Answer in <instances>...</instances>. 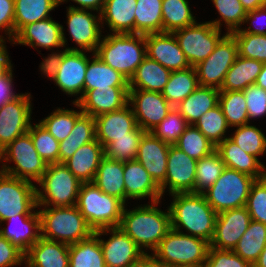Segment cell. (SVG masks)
<instances>
[{
  "label": "cell",
  "mask_w": 266,
  "mask_h": 267,
  "mask_svg": "<svg viewBox=\"0 0 266 267\" xmlns=\"http://www.w3.org/2000/svg\"><path fill=\"white\" fill-rule=\"evenodd\" d=\"M173 34L191 67H195L209 57L223 37L221 30L209 21L205 23L196 22L193 25L174 31Z\"/></svg>",
  "instance_id": "8fae6325"
},
{
  "label": "cell",
  "mask_w": 266,
  "mask_h": 267,
  "mask_svg": "<svg viewBox=\"0 0 266 267\" xmlns=\"http://www.w3.org/2000/svg\"><path fill=\"white\" fill-rule=\"evenodd\" d=\"M124 206L120 199L105 194L93 182L80 186L76 207L94 232L119 227Z\"/></svg>",
  "instance_id": "8992f818"
},
{
  "label": "cell",
  "mask_w": 266,
  "mask_h": 267,
  "mask_svg": "<svg viewBox=\"0 0 266 267\" xmlns=\"http://www.w3.org/2000/svg\"><path fill=\"white\" fill-rule=\"evenodd\" d=\"M97 88H129V80L93 54V59L88 58L84 94Z\"/></svg>",
  "instance_id": "d6a6232c"
},
{
  "label": "cell",
  "mask_w": 266,
  "mask_h": 267,
  "mask_svg": "<svg viewBox=\"0 0 266 267\" xmlns=\"http://www.w3.org/2000/svg\"><path fill=\"white\" fill-rule=\"evenodd\" d=\"M30 125L28 132L40 157L49 165L59 163V142L40 123Z\"/></svg>",
  "instance_id": "816d5d0a"
},
{
  "label": "cell",
  "mask_w": 266,
  "mask_h": 267,
  "mask_svg": "<svg viewBox=\"0 0 266 267\" xmlns=\"http://www.w3.org/2000/svg\"><path fill=\"white\" fill-rule=\"evenodd\" d=\"M25 253L0 234V267H14L24 263Z\"/></svg>",
  "instance_id": "680465c9"
},
{
  "label": "cell",
  "mask_w": 266,
  "mask_h": 267,
  "mask_svg": "<svg viewBox=\"0 0 266 267\" xmlns=\"http://www.w3.org/2000/svg\"><path fill=\"white\" fill-rule=\"evenodd\" d=\"M252 267H266V245Z\"/></svg>",
  "instance_id": "2644e50d"
},
{
  "label": "cell",
  "mask_w": 266,
  "mask_h": 267,
  "mask_svg": "<svg viewBox=\"0 0 266 267\" xmlns=\"http://www.w3.org/2000/svg\"><path fill=\"white\" fill-rule=\"evenodd\" d=\"M218 10L220 19L209 21L213 26L221 30V23H225L227 34H231L240 30L241 25L244 24L247 15L246 10L241 4L240 0H211ZM222 21V22H221Z\"/></svg>",
  "instance_id": "bcb514c9"
},
{
  "label": "cell",
  "mask_w": 266,
  "mask_h": 267,
  "mask_svg": "<svg viewBox=\"0 0 266 267\" xmlns=\"http://www.w3.org/2000/svg\"><path fill=\"white\" fill-rule=\"evenodd\" d=\"M172 71L145 57L129 80V90L162 92Z\"/></svg>",
  "instance_id": "4dcf8cb0"
},
{
  "label": "cell",
  "mask_w": 266,
  "mask_h": 267,
  "mask_svg": "<svg viewBox=\"0 0 266 267\" xmlns=\"http://www.w3.org/2000/svg\"><path fill=\"white\" fill-rule=\"evenodd\" d=\"M246 22H247V24L249 22H251V23H249V27L248 28H246V29H242L241 28L240 30H237V31H235L233 33H251V34L266 35V30H265L266 27L265 28L260 27V25H262L263 23L264 24L266 23V6H263V7L255 9L253 11L247 12V15L245 17L244 23H246ZM250 25L251 26L254 25L256 28L254 29Z\"/></svg>",
  "instance_id": "94428289"
},
{
  "label": "cell",
  "mask_w": 266,
  "mask_h": 267,
  "mask_svg": "<svg viewBox=\"0 0 266 267\" xmlns=\"http://www.w3.org/2000/svg\"><path fill=\"white\" fill-rule=\"evenodd\" d=\"M95 232L87 239L69 245V267H106Z\"/></svg>",
  "instance_id": "74e56055"
},
{
  "label": "cell",
  "mask_w": 266,
  "mask_h": 267,
  "mask_svg": "<svg viewBox=\"0 0 266 267\" xmlns=\"http://www.w3.org/2000/svg\"><path fill=\"white\" fill-rule=\"evenodd\" d=\"M36 188L37 207L76 206L82 184L64 163L49 164ZM41 190V191H40Z\"/></svg>",
  "instance_id": "52a82bcc"
},
{
  "label": "cell",
  "mask_w": 266,
  "mask_h": 267,
  "mask_svg": "<svg viewBox=\"0 0 266 267\" xmlns=\"http://www.w3.org/2000/svg\"><path fill=\"white\" fill-rule=\"evenodd\" d=\"M37 187L0 171V223L17 214H33L38 208Z\"/></svg>",
  "instance_id": "30bf717a"
},
{
  "label": "cell",
  "mask_w": 266,
  "mask_h": 267,
  "mask_svg": "<svg viewBox=\"0 0 266 267\" xmlns=\"http://www.w3.org/2000/svg\"><path fill=\"white\" fill-rule=\"evenodd\" d=\"M221 156L225 167L247 174L256 180L266 176V167L258 158L243 151L229 137L215 149Z\"/></svg>",
  "instance_id": "83f0119b"
},
{
  "label": "cell",
  "mask_w": 266,
  "mask_h": 267,
  "mask_svg": "<svg viewBox=\"0 0 266 267\" xmlns=\"http://www.w3.org/2000/svg\"><path fill=\"white\" fill-rule=\"evenodd\" d=\"M224 168V162L216 150L197 160L194 193L203 194L208 190L219 178Z\"/></svg>",
  "instance_id": "ee69618b"
},
{
  "label": "cell",
  "mask_w": 266,
  "mask_h": 267,
  "mask_svg": "<svg viewBox=\"0 0 266 267\" xmlns=\"http://www.w3.org/2000/svg\"><path fill=\"white\" fill-rule=\"evenodd\" d=\"M5 39H0V77L6 75L11 69L12 64L6 49Z\"/></svg>",
  "instance_id": "03108f58"
},
{
  "label": "cell",
  "mask_w": 266,
  "mask_h": 267,
  "mask_svg": "<svg viewBox=\"0 0 266 267\" xmlns=\"http://www.w3.org/2000/svg\"><path fill=\"white\" fill-rule=\"evenodd\" d=\"M15 0H0V30H4L7 34L9 42L15 37ZM4 37L0 35V39Z\"/></svg>",
  "instance_id": "91938a15"
},
{
  "label": "cell",
  "mask_w": 266,
  "mask_h": 267,
  "mask_svg": "<svg viewBox=\"0 0 266 267\" xmlns=\"http://www.w3.org/2000/svg\"><path fill=\"white\" fill-rule=\"evenodd\" d=\"M238 46V55L266 63V35L231 33Z\"/></svg>",
  "instance_id": "f5cc1de1"
},
{
  "label": "cell",
  "mask_w": 266,
  "mask_h": 267,
  "mask_svg": "<svg viewBox=\"0 0 266 267\" xmlns=\"http://www.w3.org/2000/svg\"><path fill=\"white\" fill-rule=\"evenodd\" d=\"M13 70L11 69L6 75L0 77V107H3L7 102L17 98L20 94L13 93Z\"/></svg>",
  "instance_id": "be15d7a7"
},
{
  "label": "cell",
  "mask_w": 266,
  "mask_h": 267,
  "mask_svg": "<svg viewBox=\"0 0 266 267\" xmlns=\"http://www.w3.org/2000/svg\"><path fill=\"white\" fill-rule=\"evenodd\" d=\"M65 1H68V0H59V5L60 3L62 4V2H65ZM71 1L79 4L80 7L78 6L75 7L73 5V6H69L70 8L96 11V13L98 12L100 14L106 0H71Z\"/></svg>",
  "instance_id": "e7e4bbea"
},
{
  "label": "cell",
  "mask_w": 266,
  "mask_h": 267,
  "mask_svg": "<svg viewBox=\"0 0 266 267\" xmlns=\"http://www.w3.org/2000/svg\"><path fill=\"white\" fill-rule=\"evenodd\" d=\"M233 136H229L243 151L255 156L266 153V136L260 129L249 123L237 126Z\"/></svg>",
  "instance_id": "f907efd6"
},
{
  "label": "cell",
  "mask_w": 266,
  "mask_h": 267,
  "mask_svg": "<svg viewBox=\"0 0 266 267\" xmlns=\"http://www.w3.org/2000/svg\"><path fill=\"white\" fill-rule=\"evenodd\" d=\"M95 233L100 237L111 235L107 241L99 239L106 267H135L146 256L120 227L104 228Z\"/></svg>",
  "instance_id": "4fadbf2b"
},
{
  "label": "cell",
  "mask_w": 266,
  "mask_h": 267,
  "mask_svg": "<svg viewBox=\"0 0 266 267\" xmlns=\"http://www.w3.org/2000/svg\"><path fill=\"white\" fill-rule=\"evenodd\" d=\"M135 267H166L155 261L150 255H146Z\"/></svg>",
  "instance_id": "a7ac6f4b"
},
{
  "label": "cell",
  "mask_w": 266,
  "mask_h": 267,
  "mask_svg": "<svg viewBox=\"0 0 266 267\" xmlns=\"http://www.w3.org/2000/svg\"><path fill=\"white\" fill-rule=\"evenodd\" d=\"M96 139L105 148L114 138L130 137L136 127V118L129 103L122 109L94 118Z\"/></svg>",
  "instance_id": "cb8c5ba5"
},
{
  "label": "cell",
  "mask_w": 266,
  "mask_h": 267,
  "mask_svg": "<svg viewBox=\"0 0 266 267\" xmlns=\"http://www.w3.org/2000/svg\"><path fill=\"white\" fill-rule=\"evenodd\" d=\"M219 93L217 88L199 86L176 109L188 125H194L203 114L218 105Z\"/></svg>",
  "instance_id": "1f68e13d"
},
{
  "label": "cell",
  "mask_w": 266,
  "mask_h": 267,
  "mask_svg": "<svg viewBox=\"0 0 266 267\" xmlns=\"http://www.w3.org/2000/svg\"><path fill=\"white\" fill-rule=\"evenodd\" d=\"M171 196L173 202L168 206L171 229L180 233L182 229H186L187 235L204 239L210 244L215 233L217 213L204 194L187 192Z\"/></svg>",
  "instance_id": "6da1fadb"
},
{
  "label": "cell",
  "mask_w": 266,
  "mask_h": 267,
  "mask_svg": "<svg viewBox=\"0 0 266 267\" xmlns=\"http://www.w3.org/2000/svg\"><path fill=\"white\" fill-rule=\"evenodd\" d=\"M95 55L130 80L146 57L145 36L125 33L107 34L102 38Z\"/></svg>",
  "instance_id": "3957f363"
},
{
  "label": "cell",
  "mask_w": 266,
  "mask_h": 267,
  "mask_svg": "<svg viewBox=\"0 0 266 267\" xmlns=\"http://www.w3.org/2000/svg\"><path fill=\"white\" fill-rule=\"evenodd\" d=\"M194 126L215 146L221 143L225 138H228L225 133L230 127L226 122V118L219 104L203 114L195 122Z\"/></svg>",
  "instance_id": "c3c4849f"
},
{
  "label": "cell",
  "mask_w": 266,
  "mask_h": 267,
  "mask_svg": "<svg viewBox=\"0 0 266 267\" xmlns=\"http://www.w3.org/2000/svg\"><path fill=\"white\" fill-rule=\"evenodd\" d=\"M146 56L157 61L170 71L184 70L189 64L173 33L159 32L146 34Z\"/></svg>",
  "instance_id": "d6986e66"
},
{
  "label": "cell",
  "mask_w": 266,
  "mask_h": 267,
  "mask_svg": "<svg viewBox=\"0 0 266 267\" xmlns=\"http://www.w3.org/2000/svg\"><path fill=\"white\" fill-rule=\"evenodd\" d=\"M160 201L137 206L128 210L124 206L119 227L146 254L149 248L154 251L161 239L171 230V215L157 207ZM144 248V249H143Z\"/></svg>",
  "instance_id": "7a4b0ae2"
},
{
  "label": "cell",
  "mask_w": 266,
  "mask_h": 267,
  "mask_svg": "<svg viewBox=\"0 0 266 267\" xmlns=\"http://www.w3.org/2000/svg\"><path fill=\"white\" fill-rule=\"evenodd\" d=\"M194 18L188 0H162L163 32L173 33L193 25Z\"/></svg>",
  "instance_id": "b9f144b4"
},
{
  "label": "cell",
  "mask_w": 266,
  "mask_h": 267,
  "mask_svg": "<svg viewBox=\"0 0 266 267\" xmlns=\"http://www.w3.org/2000/svg\"><path fill=\"white\" fill-rule=\"evenodd\" d=\"M6 221L15 226H11L13 227L11 228L9 225L8 228H1L0 234L24 253L41 238L40 216L38 211L33 214H17Z\"/></svg>",
  "instance_id": "484cf974"
},
{
  "label": "cell",
  "mask_w": 266,
  "mask_h": 267,
  "mask_svg": "<svg viewBox=\"0 0 266 267\" xmlns=\"http://www.w3.org/2000/svg\"><path fill=\"white\" fill-rule=\"evenodd\" d=\"M246 12L253 11L257 8L263 7V0H240Z\"/></svg>",
  "instance_id": "003e7915"
},
{
  "label": "cell",
  "mask_w": 266,
  "mask_h": 267,
  "mask_svg": "<svg viewBox=\"0 0 266 267\" xmlns=\"http://www.w3.org/2000/svg\"><path fill=\"white\" fill-rule=\"evenodd\" d=\"M245 207L253 221L266 225V176L252 184Z\"/></svg>",
  "instance_id": "11a10c76"
},
{
  "label": "cell",
  "mask_w": 266,
  "mask_h": 267,
  "mask_svg": "<svg viewBox=\"0 0 266 267\" xmlns=\"http://www.w3.org/2000/svg\"><path fill=\"white\" fill-rule=\"evenodd\" d=\"M64 28L51 17L23 26L12 41L13 44L41 47L45 49L61 48L67 44Z\"/></svg>",
  "instance_id": "44dd1931"
},
{
  "label": "cell",
  "mask_w": 266,
  "mask_h": 267,
  "mask_svg": "<svg viewBox=\"0 0 266 267\" xmlns=\"http://www.w3.org/2000/svg\"><path fill=\"white\" fill-rule=\"evenodd\" d=\"M24 261L31 267H69V244L41 237L25 252Z\"/></svg>",
  "instance_id": "4316f807"
},
{
  "label": "cell",
  "mask_w": 266,
  "mask_h": 267,
  "mask_svg": "<svg viewBox=\"0 0 266 267\" xmlns=\"http://www.w3.org/2000/svg\"><path fill=\"white\" fill-rule=\"evenodd\" d=\"M255 84L266 90V63L263 64L261 72L257 76Z\"/></svg>",
  "instance_id": "89a4df30"
},
{
  "label": "cell",
  "mask_w": 266,
  "mask_h": 267,
  "mask_svg": "<svg viewBox=\"0 0 266 267\" xmlns=\"http://www.w3.org/2000/svg\"><path fill=\"white\" fill-rule=\"evenodd\" d=\"M197 160L175 145H170L165 181L159 186L162 196L168 188L170 194L194 193ZM168 186V187H167Z\"/></svg>",
  "instance_id": "e0dca14e"
},
{
  "label": "cell",
  "mask_w": 266,
  "mask_h": 267,
  "mask_svg": "<svg viewBox=\"0 0 266 267\" xmlns=\"http://www.w3.org/2000/svg\"><path fill=\"white\" fill-rule=\"evenodd\" d=\"M255 180L247 174L225 167L216 182L203 194L217 214L245 207Z\"/></svg>",
  "instance_id": "9c48e42d"
},
{
  "label": "cell",
  "mask_w": 266,
  "mask_h": 267,
  "mask_svg": "<svg viewBox=\"0 0 266 267\" xmlns=\"http://www.w3.org/2000/svg\"><path fill=\"white\" fill-rule=\"evenodd\" d=\"M128 103L137 126L145 132H151L173 109L162 93L146 90H129Z\"/></svg>",
  "instance_id": "9a60e30c"
},
{
  "label": "cell",
  "mask_w": 266,
  "mask_h": 267,
  "mask_svg": "<svg viewBox=\"0 0 266 267\" xmlns=\"http://www.w3.org/2000/svg\"><path fill=\"white\" fill-rule=\"evenodd\" d=\"M263 63L250 58L237 56L233 65L227 71L220 91H243L255 84Z\"/></svg>",
  "instance_id": "e575fe53"
},
{
  "label": "cell",
  "mask_w": 266,
  "mask_h": 267,
  "mask_svg": "<svg viewBox=\"0 0 266 267\" xmlns=\"http://www.w3.org/2000/svg\"><path fill=\"white\" fill-rule=\"evenodd\" d=\"M174 145L196 160L210 155L216 149L194 125H188Z\"/></svg>",
  "instance_id": "f6af8a7d"
},
{
  "label": "cell",
  "mask_w": 266,
  "mask_h": 267,
  "mask_svg": "<svg viewBox=\"0 0 266 267\" xmlns=\"http://www.w3.org/2000/svg\"><path fill=\"white\" fill-rule=\"evenodd\" d=\"M237 56L238 46L234 36L223 34L211 55L194 67L199 85L220 89Z\"/></svg>",
  "instance_id": "7c38bea8"
},
{
  "label": "cell",
  "mask_w": 266,
  "mask_h": 267,
  "mask_svg": "<svg viewBox=\"0 0 266 267\" xmlns=\"http://www.w3.org/2000/svg\"><path fill=\"white\" fill-rule=\"evenodd\" d=\"M169 147L170 144L163 142L152 132H145L139 143L136 160L148 171L158 186L166 178Z\"/></svg>",
  "instance_id": "7402d4cb"
},
{
  "label": "cell",
  "mask_w": 266,
  "mask_h": 267,
  "mask_svg": "<svg viewBox=\"0 0 266 267\" xmlns=\"http://www.w3.org/2000/svg\"><path fill=\"white\" fill-rule=\"evenodd\" d=\"M202 267H252L233 250H219L209 246Z\"/></svg>",
  "instance_id": "9f6ffc18"
},
{
  "label": "cell",
  "mask_w": 266,
  "mask_h": 267,
  "mask_svg": "<svg viewBox=\"0 0 266 267\" xmlns=\"http://www.w3.org/2000/svg\"><path fill=\"white\" fill-rule=\"evenodd\" d=\"M125 203L129 198L142 199L150 197L151 202L160 201V187L148 171L136 159L124 162Z\"/></svg>",
  "instance_id": "d4e9b609"
},
{
  "label": "cell",
  "mask_w": 266,
  "mask_h": 267,
  "mask_svg": "<svg viewBox=\"0 0 266 267\" xmlns=\"http://www.w3.org/2000/svg\"><path fill=\"white\" fill-rule=\"evenodd\" d=\"M88 57L84 51L67 50L59 66L54 82L67 95L76 97L77 103L84 95V81L86 77V69Z\"/></svg>",
  "instance_id": "ffe728a7"
},
{
  "label": "cell",
  "mask_w": 266,
  "mask_h": 267,
  "mask_svg": "<svg viewBox=\"0 0 266 267\" xmlns=\"http://www.w3.org/2000/svg\"><path fill=\"white\" fill-rule=\"evenodd\" d=\"M38 210L41 237L66 244L78 243L89 238L94 230L76 206L47 207Z\"/></svg>",
  "instance_id": "277c9868"
},
{
  "label": "cell",
  "mask_w": 266,
  "mask_h": 267,
  "mask_svg": "<svg viewBox=\"0 0 266 267\" xmlns=\"http://www.w3.org/2000/svg\"><path fill=\"white\" fill-rule=\"evenodd\" d=\"M68 32L77 47H66L67 50H80L95 54L103 37L100 28L102 24L100 14L93 15L89 10L67 9Z\"/></svg>",
  "instance_id": "2e32d148"
},
{
  "label": "cell",
  "mask_w": 266,
  "mask_h": 267,
  "mask_svg": "<svg viewBox=\"0 0 266 267\" xmlns=\"http://www.w3.org/2000/svg\"><path fill=\"white\" fill-rule=\"evenodd\" d=\"M14 162V166L2 164L1 172L29 182L38 183L46 171L48 164L35 149L31 135L26 133L18 136L0 154V161ZM16 166V167H15Z\"/></svg>",
  "instance_id": "ba28073f"
},
{
  "label": "cell",
  "mask_w": 266,
  "mask_h": 267,
  "mask_svg": "<svg viewBox=\"0 0 266 267\" xmlns=\"http://www.w3.org/2000/svg\"><path fill=\"white\" fill-rule=\"evenodd\" d=\"M103 157L104 147L95 139L78 148L64 165L82 183L93 182Z\"/></svg>",
  "instance_id": "f1b7e54d"
},
{
  "label": "cell",
  "mask_w": 266,
  "mask_h": 267,
  "mask_svg": "<svg viewBox=\"0 0 266 267\" xmlns=\"http://www.w3.org/2000/svg\"><path fill=\"white\" fill-rule=\"evenodd\" d=\"M30 98V93H20L0 107V154L14 139L29 130L32 114Z\"/></svg>",
  "instance_id": "5bb4252c"
},
{
  "label": "cell",
  "mask_w": 266,
  "mask_h": 267,
  "mask_svg": "<svg viewBox=\"0 0 266 267\" xmlns=\"http://www.w3.org/2000/svg\"><path fill=\"white\" fill-rule=\"evenodd\" d=\"M96 139L94 117L82 114L77 120L69 136L59 142V163H64L74 152Z\"/></svg>",
  "instance_id": "8d00e7d4"
},
{
  "label": "cell",
  "mask_w": 266,
  "mask_h": 267,
  "mask_svg": "<svg viewBox=\"0 0 266 267\" xmlns=\"http://www.w3.org/2000/svg\"><path fill=\"white\" fill-rule=\"evenodd\" d=\"M209 246L204 239L171 229L150 256L166 267H202Z\"/></svg>",
  "instance_id": "5b68a950"
},
{
  "label": "cell",
  "mask_w": 266,
  "mask_h": 267,
  "mask_svg": "<svg viewBox=\"0 0 266 267\" xmlns=\"http://www.w3.org/2000/svg\"><path fill=\"white\" fill-rule=\"evenodd\" d=\"M251 221L246 207L218 213L215 222V233L210 247L219 250H233Z\"/></svg>",
  "instance_id": "ac0fdd59"
},
{
  "label": "cell",
  "mask_w": 266,
  "mask_h": 267,
  "mask_svg": "<svg viewBox=\"0 0 266 267\" xmlns=\"http://www.w3.org/2000/svg\"><path fill=\"white\" fill-rule=\"evenodd\" d=\"M248 111L249 123L251 119L266 116V90L256 84L243 90Z\"/></svg>",
  "instance_id": "6f0895ef"
},
{
  "label": "cell",
  "mask_w": 266,
  "mask_h": 267,
  "mask_svg": "<svg viewBox=\"0 0 266 267\" xmlns=\"http://www.w3.org/2000/svg\"><path fill=\"white\" fill-rule=\"evenodd\" d=\"M218 104L229 127H237L249 123L243 91H220Z\"/></svg>",
  "instance_id": "7bdbcfd3"
},
{
  "label": "cell",
  "mask_w": 266,
  "mask_h": 267,
  "mask_svg": "<svg viewBox=\"0 0 266 267\" xmlns=\"http://www.w3.org/2000/svg\"><path fill=\"white\" fill-rule=\"evenodd\" d=\"M129 88H97L88 90L77 102H73L84 114L92 117L122 109L128 104Z\"/></svg>",
  "instance_id": "603a6c76"
},
{
  "label": "cell",
  "mask_w": 266,
  "mask_h": 267,
  "mask_svg": "<svg viewBox=\"0 0 266 267\" xmlns=\"http://www.w3.org/2000/svg\"><path fill=\"white\" fill-rule=\"evenodd\" d=\"M64 54L65 49H63V51L61 52H52L48 55L47 58H43L44 60L40 65V70L42 71V73L53 81L55 80Z\"/></svg>",
  "instance_id": "6125c7cd"
},
{
  "label": "cell",
  "mask_w": 266,
  "mask_h": 267,
  "mask_svg": "<svg viewBox=\"0 0 266 267\" xmlns=\"http://www.w3.org/2000/svg\"><path fill=\"white\" fill-rule=\"evenodd\" d=\"M265 245L266 225L252 220L233 251L253 266Z\"/></svg>",
  "instance_id": "60d3db41"
},
{
  "label": "cell",
  "mask_w": 266,
  "mask_h": 267,
  "mask_svg": "<svg viewBox=\"0 0 266 267\" xmlns=\"http://www.w3.org/2000/svg\"><path fill=\"white\" fill-rule=\"evenodd\" d=\"M82 114V111L57 108L39 123L42 124L58 142H61L69 136L74 128L76 120Z\"/></svg>",
  "instance_id": "7dc6e473"
},
{
  "label": "cell",
  "mask_w": 266,
  "mask_h": 267,
  "mask_svg": "<svg viewBox=\"0 0 266 267\" xmlns=\"http://www.w3.org/2000/svg\"><path fill=\"white\" fill-rule=\"evenodd\" d=\"M199 86L195 68L189 67L184 70L172 71L161 93L168 103L176 108Z\"/></svg>",
  "instance_id": "d590c367"
},
{
  "label": "cell",
  "mask_w": 266,
  "mask_h": 267,
  "mask_svg": "<svg viewBox=\"0 0 266 267\" xmlns=\"http://www.w3.org/2000/svg\"><path fill=\"white\" fill-rule=\"evenodd\" d=\"M136 0H106L100 17L112 33L135 34Z\"/></svg>",
  "instance_id": "f546056e"
},
{
  "label": "cell",
  "mask_w": 266,
  "mask_h": 267,
  "mask_svg": "<svg viewBox=\"0 0 266 267\" xmlns=\"http://www.w3.org/2000/svg\"><path fill=\"white\" fill-rule=\"evenodd\" d=\"M163 32L162 0H136L135 34Z\"/></svg>",
  "instance_id": "ab89813d"
},
{
  "label": "cell",
  "mask_w": 266,
  "mask_h": 267,
  "mask_svg": "<svg viewBox=\"0 0 266 267\" xmlns=\"http://www.w3.org/2000/svg\"><path fill=\"white\" fill-rule=\"evenodd\" d=\"M145 133L139 126L132 132L130 137L114 138L104 148V156L116 161H129L136 159L140 140Z\"/></svg>",
  "instance_id": "681fc988"
},
{
  "label": "cell",
  "mask_w": 266,
  "mask_h": 267,
  "mask_svg": "<svg viewBox=\"0 0 266 267\" xmlns=\"http://www.w3.org/2000/svg\"><path fill=\"white\" fill-rule=\"evenodd\" d=\"M59 0H15V34L25 25L50 18Z\"/></svg>",
  "instance_id": "f35d334b"
},
{
  "label": "cell",
  "mask_w": 266,
  "mask_h": 267,
  "mask_svg": "<svg viewBox=\"0 0 266 267\" xmlns=\"http://www.w3.org/2000/svg\"><path fill=\"white\" fill-rule=\"evenodd\" d=\"M124 162L103 157L93 183L102 192L120 199L125 204Z\"/></svg>",
  "instance_id": "836d02e7"
},
{
  "label": "cell",
  "mask_w": 266,
  "mask_h": 267,
  "mask_svg": "<svg viewBox=\"0 0 266 267\" xmlns=\"http://www.w3.org/2000/svg\"><path fill=\"white\" fill-rule=\"evenodd\" d=\"M187 126L180 112L173 108L151 132L163 142L174 145Z\"/></svg>",
  "instance_id": "db71d44e"
}]
</instances>
